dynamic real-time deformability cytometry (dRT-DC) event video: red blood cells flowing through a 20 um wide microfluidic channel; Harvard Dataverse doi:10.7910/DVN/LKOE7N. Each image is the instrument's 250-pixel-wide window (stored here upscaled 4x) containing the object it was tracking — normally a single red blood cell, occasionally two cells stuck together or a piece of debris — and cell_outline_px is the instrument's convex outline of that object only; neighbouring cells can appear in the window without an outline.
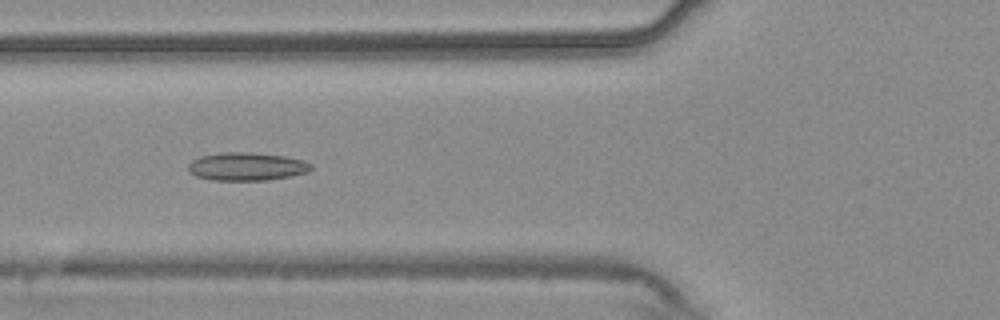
{"species": "common noctule bat (a hibernating species)", "species_latin": "Nyctalus noctula", "temperature_condition": "warm", "stored_images_in_passage": 27, "camera_frame_rate_fps": 3000, "um_per_image_px": 0.085, "animal": {"sex": "male", "body_mass_g": 20.4}, "frame": {"image": 1, "passage_image": 20, "time_ms": 6.333, "image_size_px": [1000, 320], "cell_outline_px": [[312, 168], [304, 172], [288, 176], [268, 180], [212, 180], [196, 176], [188, 172], [188, 164], [192, 160], [200, 156], [224, 152], [252, 152], [284, 156], [304, 160], [312, 164]], "centroid_in_image_um": [20.93, 14.14], "position_along_channel_um": 104.9, "area_um2": 20.06}}
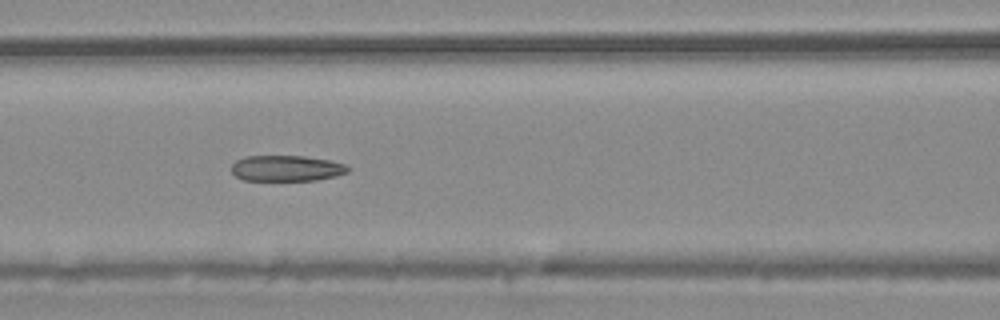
{"frame": {"image": 2, "passage_image": 23, "time_ms": 7.333, "image_size_px": [1000, 320], "cell_outline_px": [[352, 168], [348, 172], [336, 176], [316, 180], [244, 180], [236, 176], [232, 172], [232, 164], [236, 160], [244, 156], [304, 156], [328, 160], [344, 164]], "centroid_in_image_um": [24.36, 14.3], "position_along_channel_um": 142.2, "area_um2": 17.51}}
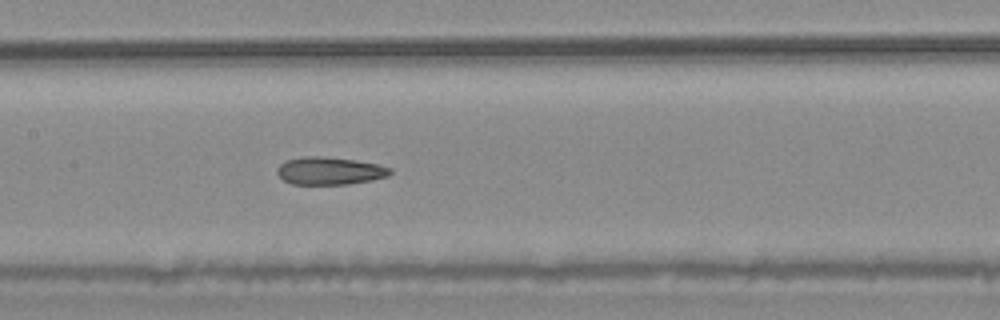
{"frame": {"image": 3, "passage_image": 26, "time_ms": 8.333, "image_size_px": [1000, 320], "cell_outline_px": [[392, 172], [388, 176], [372, 180], [348, 184], [292, 184], [284, 180], [276, 172], [276, 168], [284, 160], [304, 156], [320, 156], [356, 160], [380, 164], [392, 168]], "centroid_in_image_um": [28.03, 14.51], "position_along_channel_um": 179.4, "area_um2": 18.38}}